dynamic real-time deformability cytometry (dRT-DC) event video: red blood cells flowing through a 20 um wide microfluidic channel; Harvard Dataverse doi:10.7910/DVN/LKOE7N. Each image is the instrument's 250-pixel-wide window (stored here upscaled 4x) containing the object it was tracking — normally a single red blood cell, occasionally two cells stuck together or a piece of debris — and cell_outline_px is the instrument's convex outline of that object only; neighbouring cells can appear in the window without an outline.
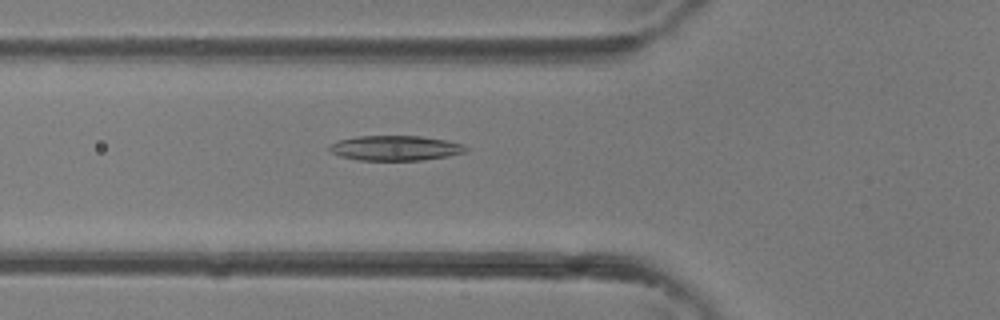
{"species": "common noctule bat (a hibernating species)", "species_latin": "Nyctalus noctula", "temperature_condition": "room temperature", "stored_images_in_passage": 29, "camera_frame_rate_fps": 3000, "um_per_image_px": 0.085, "animal": {"sex": "female"}, "frame": {"image": 1, "passage_image": 8, "time_ms": 2.333, "image_size_px": [1000, 320], "cell_outline_px": [[468, 148], [464, 152], [448, 156], [424, 160], [356, 160], [340, 156], [332, 152], [328, 148], [332, 144], [340, 140], [360, 136], [420, 136], [444, 140], [464, 144]], "centroid_in_image_um": [33.62, 12.59], "position_along_channel_um": 92.2, "area_um2": 19.65}}
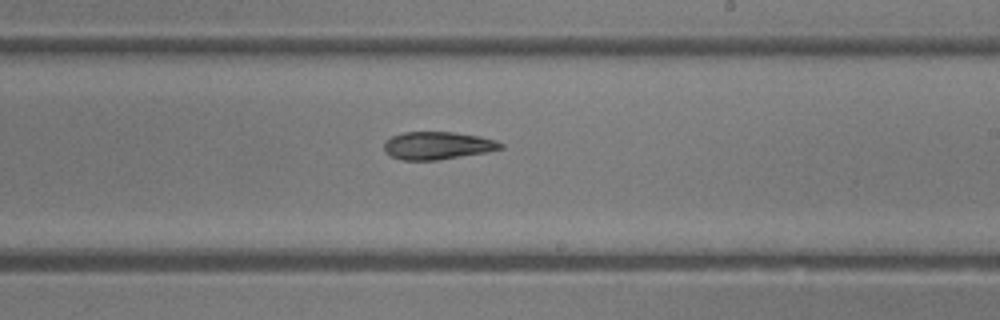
{"frame": {"image": 2, "passage_image": 17, "time_ms": 5.333, "image_size_px": [1000, 320], "cell_outline_px": [[504, 148], [488, 152], [436, 160], [400, 160], [384, 152], [384, 140], [392, 136], [404, 132], [452, 132], [480, 136], [496, 140], [504, 144]], "centroid_in_image_um": [37.19, 12.37], "position_along_channel_um": 251.8, "area_um2": 18.96}}
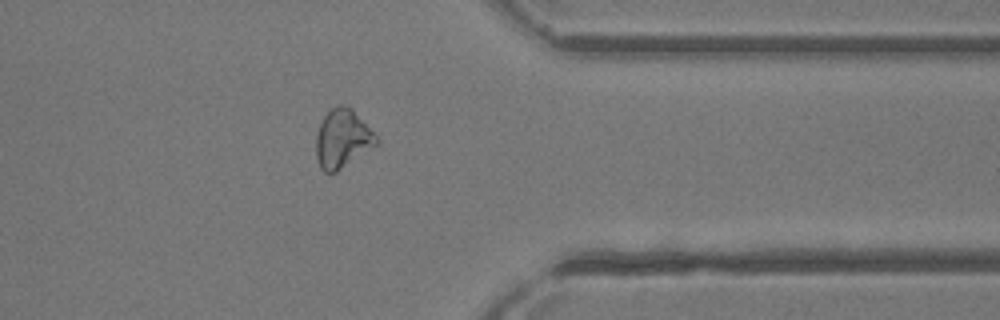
{"frame": {"image": 3, "passage_image": 25, "time_ms": 8.0, "image_size_px": [1000, 320], "cell_outline_px": [[380, 140], [376, 144], [336, 172], [324, 172], [320, 168], [316, 156], [316, 136], [320, 124], [324, 116], [336, 104], [348, 104], [352, 108]], "centroid_in_image_um": [29.09, 11.76], "position_along_channel_um": 382.3, "area_um2": 20.35}}